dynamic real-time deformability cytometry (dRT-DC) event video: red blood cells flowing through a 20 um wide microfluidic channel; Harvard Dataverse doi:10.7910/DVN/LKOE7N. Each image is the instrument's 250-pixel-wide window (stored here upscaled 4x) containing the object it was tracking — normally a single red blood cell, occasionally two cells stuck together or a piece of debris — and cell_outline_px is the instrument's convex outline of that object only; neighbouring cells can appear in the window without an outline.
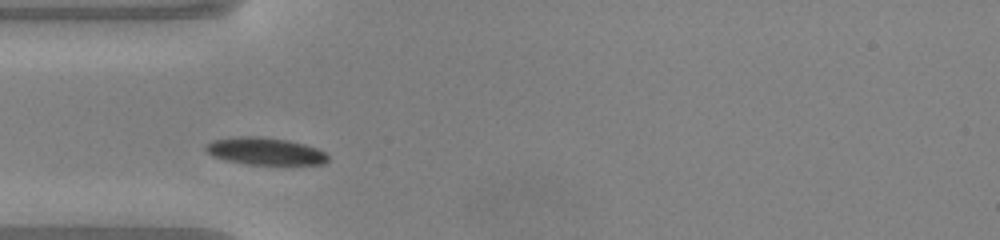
{"species": "common noctule bat (a hibernating species)", "species_latin": "Nyctalus noctula", "temperature_condition": "warm", "stored_images_in_passage": 29, "camera_frame_rate_fps": 3000, "um_per_image_px": 0.085, "animal": {"sex": "male", "body_mass_g": 20.0, "forearm_length_mm": 53.3}, "frame": {"image": 1, "passage_image": 1, "time_ms": 0.0, "image_size_px": [1000, 240], "cell_outline_px": [[328, 160], [324, 164], [244, 164], [224, 160], [212, 156], [204, 148], [204, 144], [212, 140], [240, 136], [260, 136], [288, 140], [304, 144], [316, 148], [324, 152], [328, 156]], "centroid_in_image_um": [22.48, 12.85], "position_along_channel_um": 62.5, "area_um2": 19.48}}
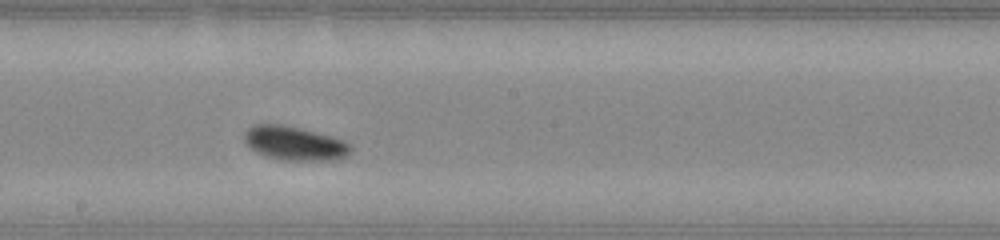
{"frame": {"image": 2, "passage_image": 13, "time_ms": 4.0, "image_size_px": [1000, 240], "cell_outline_px": [[352, 148], [344, 156], [336, 160], [280, 160], [256, 152], [244, 140], [244, 132], [252, 124], [284, 124], [332, 136], [344, 140], [352, 144]], "centroid_in_image_um": [25.04, 12.17], "position_along_channel_um": 223.2, "area_um2": 21.04}}
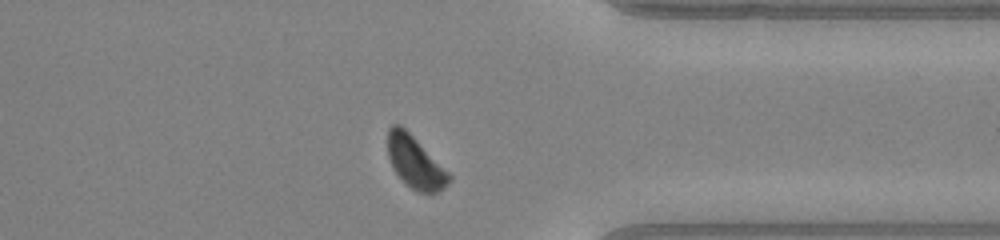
{"frame": {"image": 3, "passage_image": 25, "time_ms": 8.0, "image_size_px": [1000, 240], "cell_outline_px": [[452, 180], [444, 188], [436, 192], [416, 192], [404, 184], [392, 168], [388, 156], [388, 128], [392, 124], [400, 124], [452, 176]], "centroid_in_image_um": [35.26, 13.82], "position_along_channel_um": 376.1, "area_um2": 18.44}, "authors_computed_cell_mechanics": {"area_um2": 19.941, "velocity_mm_per_s": 4.018, "shape_relaxation_time_tau1_ms": 2.7536, "shape_relaxation_time_tau2_ms": 5.0222, "deformation_change_tau1": 0.1002, "deformation_change_tau2": 0.0625}}